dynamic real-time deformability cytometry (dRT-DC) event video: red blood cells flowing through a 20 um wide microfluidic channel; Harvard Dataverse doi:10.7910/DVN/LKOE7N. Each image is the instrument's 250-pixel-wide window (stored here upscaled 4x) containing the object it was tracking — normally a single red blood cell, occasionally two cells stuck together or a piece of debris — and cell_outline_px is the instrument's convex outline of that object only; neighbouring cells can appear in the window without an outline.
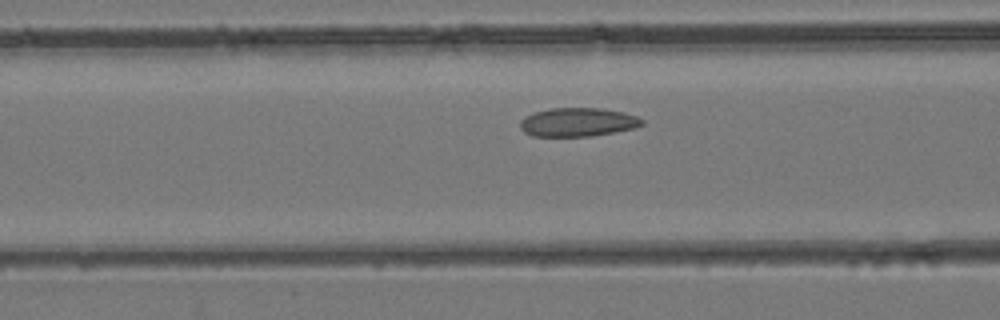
{"species": "common noctule bat (a hibernating species)", "species_latin": "Nyctalus noctula", "temperature_condition": "room temperature", "stored_images_in_passage": 31, "camera_frame_rate_fps": 3000, "um_per_image_px": 0.085, "animal": {"sex": "female", "body_mass_g": 24.6, "forearm_length_mm": 56.2}, "frame": {"image": 1, "passage_image": 9, "time_ms": 2.667, "image_size_px": [1000, 320], "cell_outline_px": [[644, 124], [636, 128], [592, 136], [532, 136], [524, 132], [520, 128], [520, 120], [524, 116], [548, 108], [600, 108], [624, 112], [636, 116], [644, 120]], "centroid_in_image_um": [49.12, 10.38], "position_along_channel_um": 117.5, "area_um2": 20.52}}
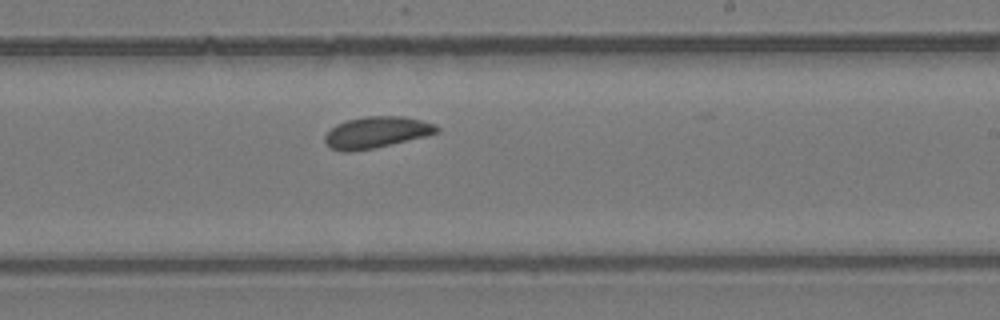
{"frame": {"image": 2, "passage_image": 18, "time_ms": 5.667, "image_size_px": [1000, 320], "cell_outline_px": [[440, 132], [424, 136], [372, 148], [352, 152], [340, 152], [328, 148], [324, 140], [324, 136], [336, 124], [348, 120], [364, 116], [404, 116], [436, 124], [440, 128]], "centroid_in_image_um": [31.96, 11.25], "position_along_channel_um": 257.0, "area_um2": 20.46}}
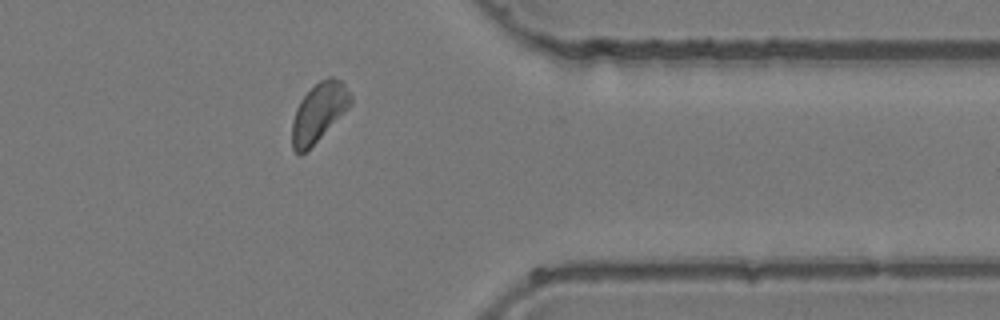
{"frame": {"image": 3, "passage_image": 27, "time_ms": 8.667, "image_size_px": [1000, 320], "cell_outline_px": [[352, 104], [300, 156], [292, 148], [292, 120], [296, 108], [300, 100], [320, 80], [328, 76], [332, 76], [340, 80], [344, 84], [352, 96]], "centroid_in_image_um": [27.09, 9.51], "position_along_channel_um": 384.3, "area_um2": 19.54}}